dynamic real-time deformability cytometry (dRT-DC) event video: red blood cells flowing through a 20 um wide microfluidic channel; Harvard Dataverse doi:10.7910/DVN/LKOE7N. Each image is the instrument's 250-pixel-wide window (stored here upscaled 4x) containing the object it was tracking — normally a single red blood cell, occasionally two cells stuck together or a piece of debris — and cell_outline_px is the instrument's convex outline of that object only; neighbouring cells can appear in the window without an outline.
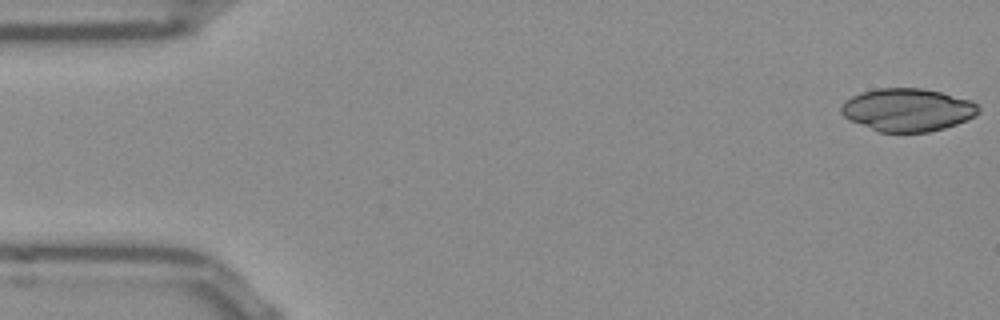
{"species": "Egyptian fruit bat (a non-hibernating species)", "species_latin": "Rousettus aegyptiacus", "temperature_condition": "room temperature", "stored_images_in_passage": 52, "camera_frame_rate_fps": 3000, "um_per_image_px": 0.085, "frame": {"image": 1, "passage_image": 1, "time_ms": 0.0, "image_size_px": [1000, 320], "cell_outline_px": [[980, 112], [976, 116], [968, 120], [944, 128], [928, 132], [876, 132], [848, 120], [840, 112], [840, 108], [852, 96], [860, 92], [876, 88], [920, 88], [940, 92], [972, 100], [980, 108]], "centroid_in_image_um": [77.14, 9.34], "position_along_channel_um": 7.9, "area_um2": 34.56}}